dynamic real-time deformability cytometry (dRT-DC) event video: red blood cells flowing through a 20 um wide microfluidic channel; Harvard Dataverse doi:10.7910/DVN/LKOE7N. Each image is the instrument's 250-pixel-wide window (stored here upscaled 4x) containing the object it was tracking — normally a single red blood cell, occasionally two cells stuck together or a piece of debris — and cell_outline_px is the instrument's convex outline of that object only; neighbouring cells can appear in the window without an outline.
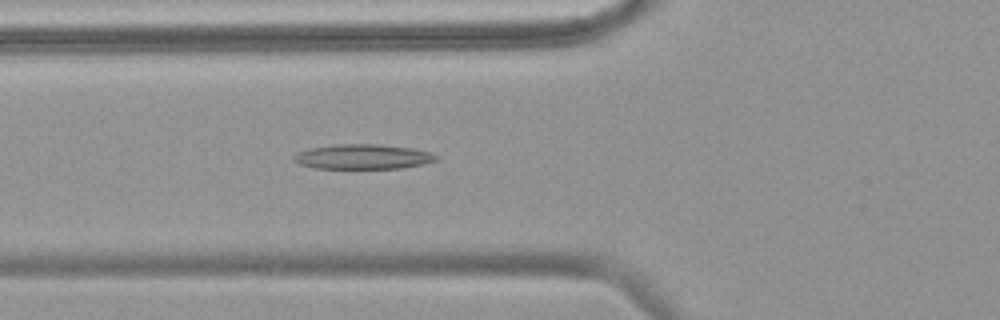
{"species": "common noctule bat (a hibernating species)", "species_latin": "Nyctalus noctula", "temperature_condition": "warm", "stored_images_in_passage": 57, "camera_frame_rate_fps": 3000, "um_per_image_px": 0.085, "animal": {"sex": "female", "body_mass_g": 18.4}, "frame": {"image": 1, "passage_image": 22, "time_ms": 7.0, "image_size_px": [1000, 320], "cell_outline_px": [[440, 156], [436, 160], [424, 164], [400, 168], [316, 168], [300, 164], [292, 160], [292, 156], [296, 152], [308, 148], [336, 144], [380, 144], [412, 148], [428, 152]], "centroid_in_image_um": [30.81, 13.31], "position_along_channel_um": 95.0, "area_um2": 20.69}}
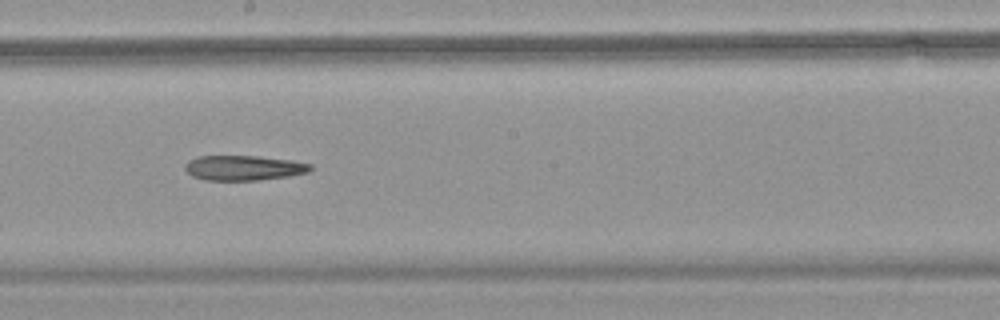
{"frame": {"image": 2, "passage_image": 33, "time_ms": 10.667, "image_size_px": [1000, 320], "cell_outline_px": [[312, 168], [308, 172], [288, 176], [260, 180], [204, 180], [192, 176], [184, 168], [184, 164], [188, 160], [196, 156], [260, 156], [292, 160], [312, 164]], "centroid_in_image_um": [20.69, 14.26], "position_along_channel_um": 227.5, "area_um2": 18.38}}
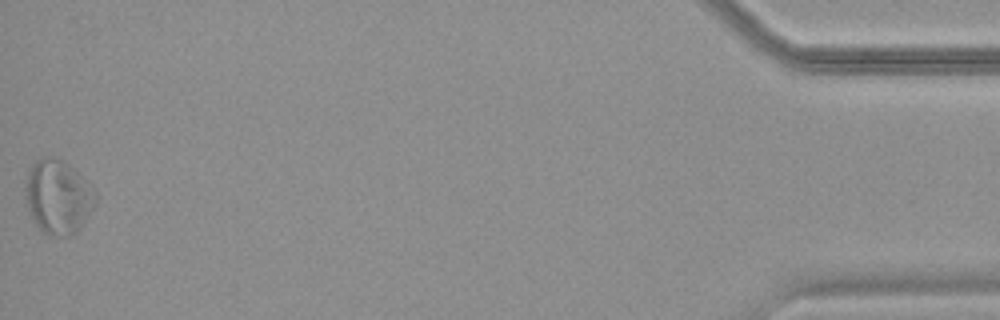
{"frame": {"image": 3, "passage_image": 57, "time_ms": 18.667, "image_size_px": [1000, 320], "cell_outline_px": [[96, 204], [76, 232], [72, 236], [48, 236], [36, 224], [28, 208], [24, 192], [24, 188], [28, 172], [32, 164], [36, 160], [44, 156], [64, 160], [88, 180], [96, 192]], "centroid_in_image_um": [4.94, 16.71], "position_along_channel_um": 430.3, "area_um2": 30.46}}